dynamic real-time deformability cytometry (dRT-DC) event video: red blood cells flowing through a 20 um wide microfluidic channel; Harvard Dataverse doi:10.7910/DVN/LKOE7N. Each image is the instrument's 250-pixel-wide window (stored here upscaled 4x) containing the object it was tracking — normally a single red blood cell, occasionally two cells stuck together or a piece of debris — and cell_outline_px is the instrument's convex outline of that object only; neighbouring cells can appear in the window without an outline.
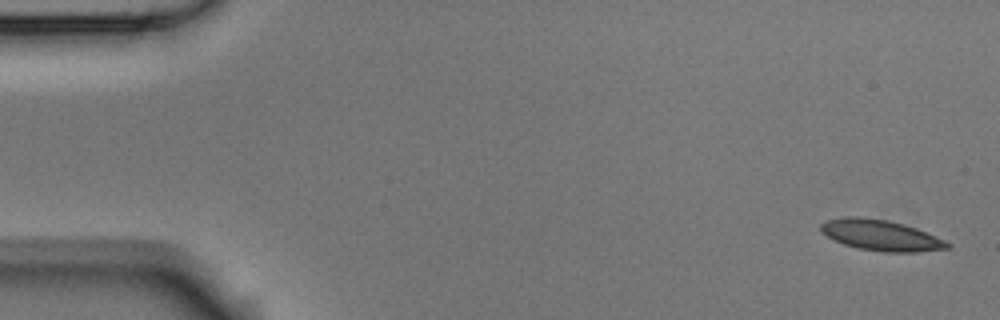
{"species": "Egyptian fruit bat (a non-hibernating species)", "species_latin": "Rousettus aegyptiacus", "temperature_condition": "room temperature", "stored_images_in_passage": 4, "camera_frame_rate_fps": 3000, "um_per_image_px": 0.085, "animal": {"sex": "male"}, "frame": {"image": 1, "passage_image": 1, "time_ms": 0.0, "image_size_px": [1000, 320], "cell_outline_px": [[952, 244], [948, 248], [920, 252], [884, 252], [856, 248], [844, 244], [828, 236], [820, 228], [820, 224], [828, 220], [844, 216], [860, 216], [888, 220], [904, 224], [916, 228], [944, 240]], "centroid_in_image_um": [74.88, 19.99], "position_along_channel_um": 10.1, "area_um2": 22.6}}